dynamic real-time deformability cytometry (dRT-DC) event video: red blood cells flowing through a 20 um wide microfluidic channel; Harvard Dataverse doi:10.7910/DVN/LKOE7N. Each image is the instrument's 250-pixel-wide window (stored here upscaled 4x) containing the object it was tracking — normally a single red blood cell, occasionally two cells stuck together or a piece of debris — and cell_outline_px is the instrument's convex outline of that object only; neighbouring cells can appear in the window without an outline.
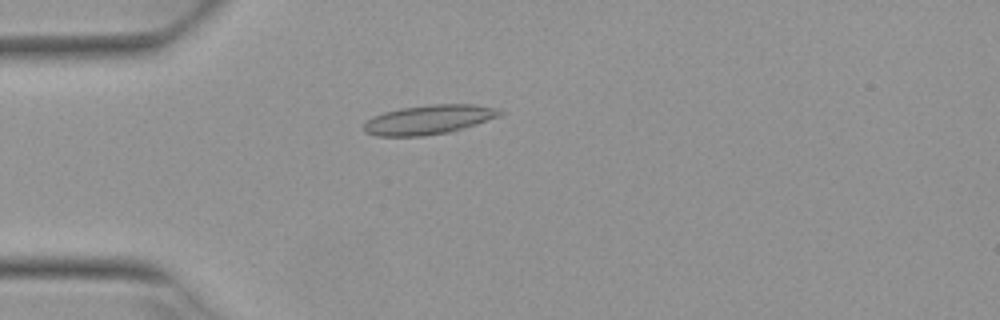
{"species": "Egyptian fruit bat (a non-hibernating species)", "species_latin": "Rousettus aegyptiacus", "temperature_condition": "warm", "stored_images_in_passage": 5, "camera_frame_rate_fps": 3000, "um_per_image_px": 0.085, "animal": {"sex": "female"}, "frame": {"image": 1, "passage_image": 4, "time_ms": 1.0, "image_size_px": [1000, 320], "cell_outline_px": [[504, 112], [500, 116], [464, 128], [448, 132], [424, 136], [376, 136], [364, 132], [364, 124], [372, 116], [384, 112], [400, 108], [428, 104], [472, 104], [496, 108]], "centroid_in_image_um": [36.43, 10.16], "position_along_channel_um": 48.6, "area_um2": 23.29}}